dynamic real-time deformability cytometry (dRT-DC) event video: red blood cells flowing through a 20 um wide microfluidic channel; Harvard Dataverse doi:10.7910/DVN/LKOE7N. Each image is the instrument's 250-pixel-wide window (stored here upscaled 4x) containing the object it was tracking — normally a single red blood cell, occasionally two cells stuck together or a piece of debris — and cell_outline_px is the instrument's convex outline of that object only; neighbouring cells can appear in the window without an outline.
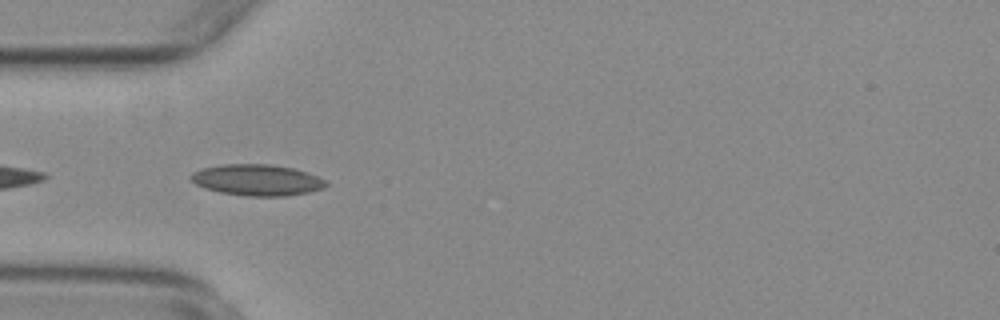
{"species": "common noctule bat (a hibernating species)", "species_latin": "Nyctalus noctula", "temperature_condition": "warm", "stored_images_in_passage": 38, "camera_frame_rate_fps": 3000, "um_per_image_px": 0.085, "animal": {"sex": "female", "body_mass_g": 29.2, "forearm_length_mm": 56.3}, "frame": {"image": 1, "passage_image": 2, "time_ms": 0.333, "image_size_px": [1000, 320], "cell_outline_px": [[328, 184], [324, 188], [308, 192], [284, 196], [244, 196], [220, 192], [204, 188], [196, 184], [188, 176], [192, 172], [200, 168], [220, 164], [272, 164], [292, 168], [316, 176], [324, 180]], "centroid_in_image_um": [21.79, 15.29], "position_along_channel_um": 63.2, "area_um2": 24.57}}
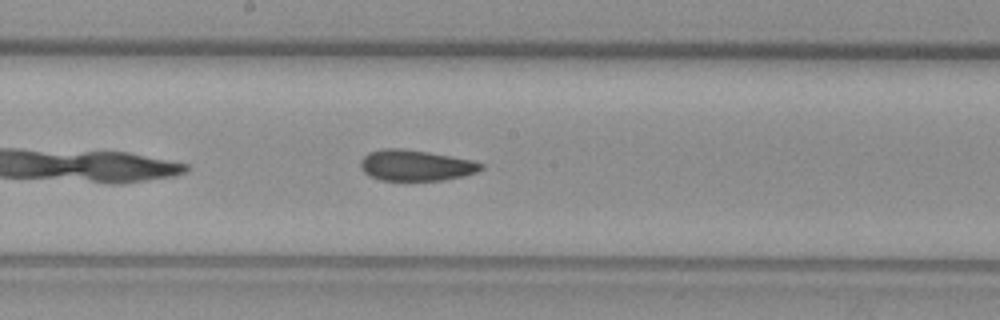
{"frame": {"image": 2, "passage_image": 14, "time_ms": 4.333, "image_size_px": [1000, 320], "cell_outline_px": [[484, 168], [476, 172], [464, 176], [444, 180], [380, 180], [368, 176], [360, 168], [360, 160], [368, 152], [384, 148], [404, 148], [428, 152], [472, 160], [484, 164]], "centroid_in_image_um": [35.31, 14.05], "position_along_channel_um": 212.9, "area_um2": 21.85}}
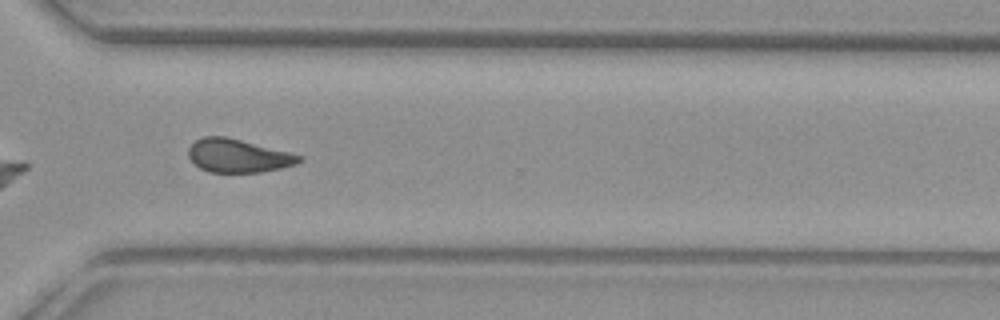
{"frame": {"image": 3, "passage_image": 25, "time_ms": 8.0, "image_size_px": [1000, 320], "cell_outline_px": [[304, 160], [296, 164], [280, 168], [260, 172], [208, 172], [200, 168], [188, 156], [188, 148], [196, 140], [204, 136], [224, 136], [304, 156]], "centroid_in_image_um": [20.24, 13.24], "position_along_channel_um": 350.4, "area_um2": 21.27}, "authors_computed_cell_mechanics": {"area_um2": 22.1952, "velocity_mm_per_s": 3.7541, "shape_relaxation_time_tau1_ms": null, "shape_relaxation_time_tau2_ms": 3.0136, "deformation_change_tau1": null, "deformation_change_tau2": 0.0997}}